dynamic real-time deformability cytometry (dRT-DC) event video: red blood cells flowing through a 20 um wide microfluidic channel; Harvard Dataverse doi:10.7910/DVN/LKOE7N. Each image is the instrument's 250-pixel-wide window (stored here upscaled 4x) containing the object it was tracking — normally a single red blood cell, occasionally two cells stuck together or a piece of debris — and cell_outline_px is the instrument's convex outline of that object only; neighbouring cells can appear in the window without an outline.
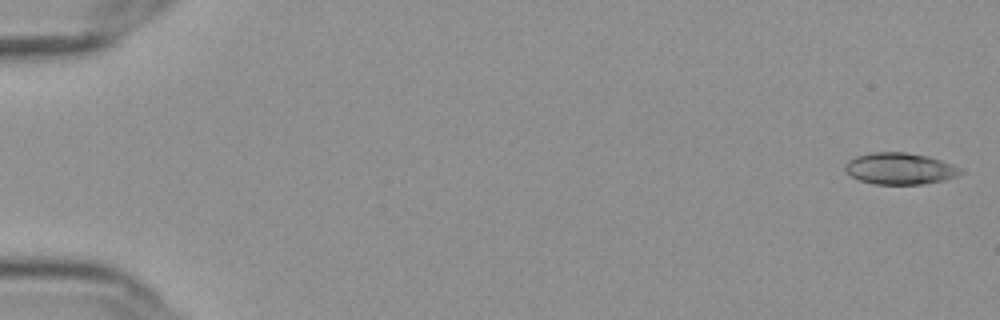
{"species": "Egyptian fruit bat (a non-hibernating species)", "species_latin": "Rousettus aegyptiacus", "temperature_condition": "cold", "stored_images_in_passage": 56, "camera_frame_rate_fps": 3000, "um_per_image_px": 0.085, "frame": {"image": 1, "passage_image": 1, "time_ms": 0.0, "image_size_px": [1000, 320], "cell_outline_px": [[964, 172], [956, 176], [944, 180], [920, 184], [876, 184], [860, 180], [852, 176], [844, 168], [844, 164], [848, 160], [856, 156], [872, 152], [904, 152], [928, 156], [964, 168]], "centroid_in_image_um": [76.51, 14.32], "position_along_channel_um": 8.5, "area_um2": 21.21}}
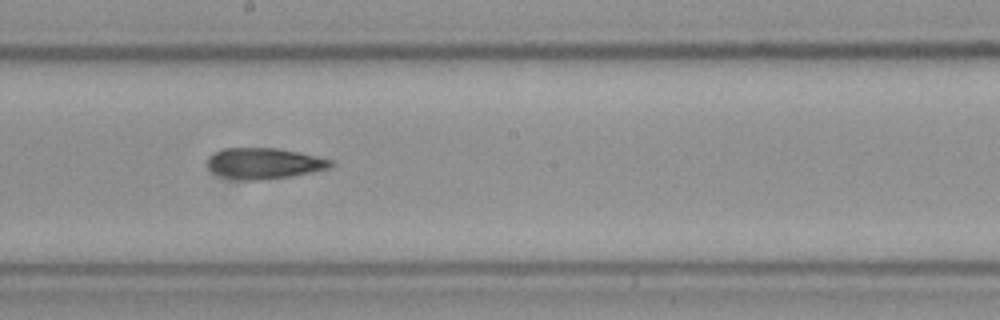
{"frame": {"image": 2, "passage_image": 32, "time_ms": 10.333, "image_size_px": [1000, 320], "cell_outline_px": [[332, 164], [328, 168], [312, 172], [288, 176], [260, 180], [244, 180], [224, 176], [212, 172], [208, 168], [208, 160], [216, 152], [224, 148], [276, 148], [316, 156], [332, 160]], "centroid_in_image_um": [22.44, 13.88], "position_along_channel_um": 225.8, "area_um2": 21.68}}
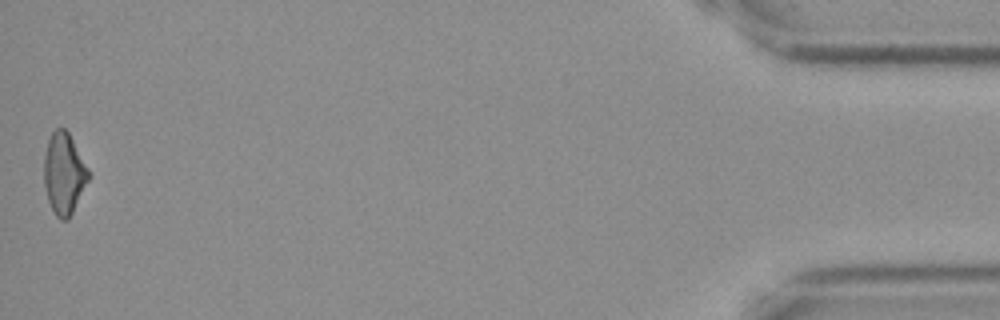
{"frame": {"image": 3, "passage_image": 56, "time_ms": 18.333, "image_size_px": [1000, 320], "cell_outline_px": [[88, 180], [68, 220], [60, 220], [56, 216], [48, 200], [44, 184], [44, 156], [48, 140], [52, 132], [56, 128], [64, 128], [68, 132], [88, 168]], "centroid_in_image_um": [5.41, 14.75], "position_along_channel_um": 429.8, "area_um2": 20.69}, "authors_computed_cell_mechanics": {"area_um2": 21.2704, "velocity_mm_per_s": 3.6419, "shape_relaxation_time_tau1_ms": null, "shape_relaxation_time_tau2_ms": 6.3506, "deformation_change_tau1": null, "deformation_change_tau2": 0.1557}}